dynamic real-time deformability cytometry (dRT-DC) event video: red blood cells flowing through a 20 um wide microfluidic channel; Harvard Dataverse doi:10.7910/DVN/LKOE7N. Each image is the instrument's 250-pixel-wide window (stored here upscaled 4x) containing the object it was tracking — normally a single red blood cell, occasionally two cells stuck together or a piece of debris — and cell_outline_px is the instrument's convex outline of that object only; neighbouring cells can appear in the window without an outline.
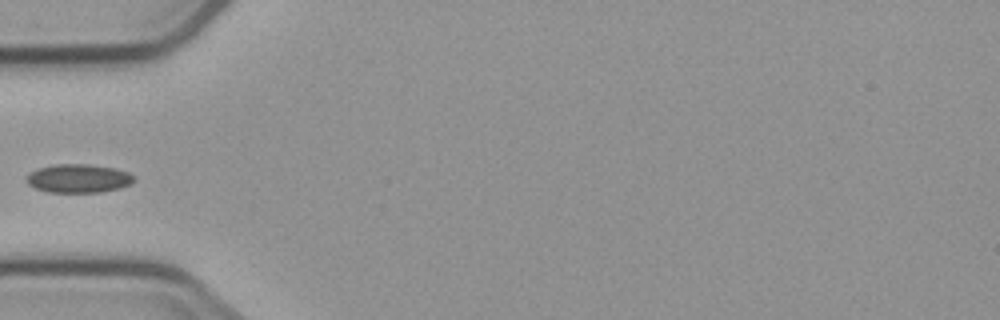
{"species": "common noctule bat (a hibernating species)", "species_latin": "Nyctalus noctula", "temperature_condition": "cold", "stored_images_in_passage": 6, "camera_frame_rate_fps": 3000, "um_per_image_px": 0.085, "animal": {"sex": "male", "body_mass_g": 23.1, "forearm_length_mm": 52.7}, "frame": {"image": 1, "passage_image": 5, "time_ms": 4.667, "image_size_px": [1000, 320], "cell_outline_px": [[136, 180], [132, 184], [120, 188], [100, 192], [48, 192], [36, 188], [28, 184], [24, 180], [24, 176], [28, 172], [36, 168], [56, 164], [88, 164], [116, 168], [128, 172], [136, 176]], "centroid_in_image_um": [6.66, 15.16], "position_along_channel_um": 78.3, "area_um2": 18.32}}
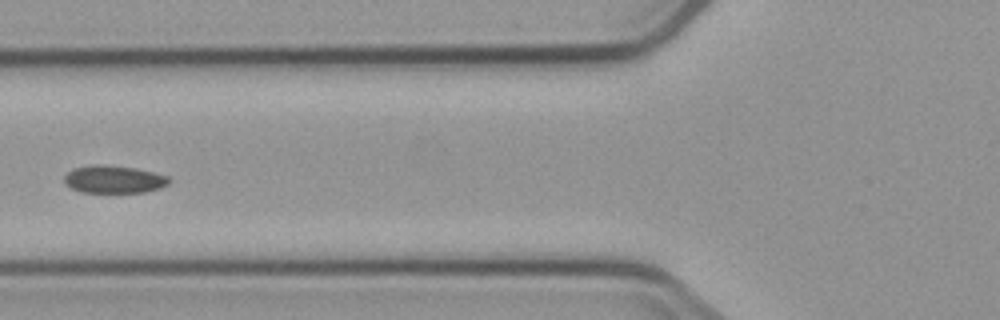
{"frame": {"image": 2, "passage_image": 6, "time_ms": 5.667, "image_size_px": [1000, 320], "cell_outline_px": [[172, 180], [168, 184], [160, 188], [144, 192], [80, 192], [64, 184], [64, 176], [72, 168], [96, 164], [100, 164], [136, 168], [168, 176]], "centroid_in_image_um": [9.67, 15.24], "position_along_channel_um": 116.1, "area_um2": 16.94}}